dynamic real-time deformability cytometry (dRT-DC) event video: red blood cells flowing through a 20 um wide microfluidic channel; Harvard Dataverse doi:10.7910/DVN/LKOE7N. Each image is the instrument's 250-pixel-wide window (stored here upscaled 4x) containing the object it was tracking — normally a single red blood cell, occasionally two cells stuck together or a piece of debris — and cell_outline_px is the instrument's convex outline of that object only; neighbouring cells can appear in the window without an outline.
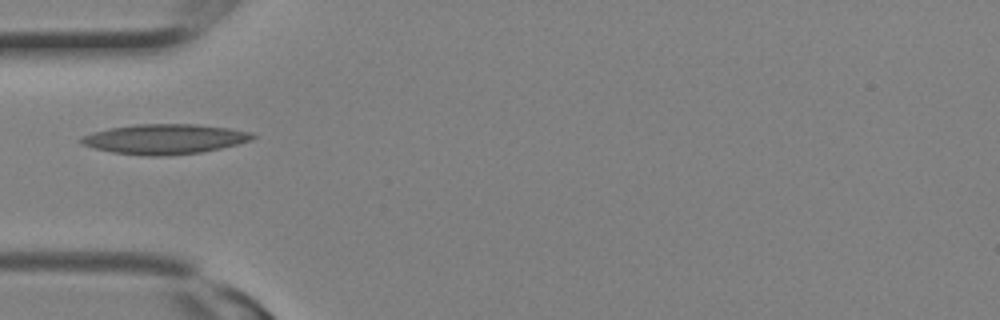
{"species": "Egyptian fruit bat (a non-hibernating species)", "species_latin": "Rousettus aegyptiacus", "temperature_condition": "room temperature", "stored_images_in_passage": 1, "camera_frame_rate_fps": 3000, "um_per_image_px": 0.085, "animal": {"sex": "female"}, "frame": {"image": 1, "passage_image": 1, "time_ms": 0.0, "image_size_px": [1000, 320], "cell_outline_px": [[256, 136], [252, 140], [220, 148], [200, 152], [168, 156], [148, 156], [112, 152], [96, 148], [84, 144], [80, 140], [80, 136], [92, 132], [112, 128], [136, 124], [196, 124], [228, 128], [252, 132]], "centroid_in_image_um": [14.01, 11.82], "position_along_channel_um": 71.0, "area_um2": 29.71}}